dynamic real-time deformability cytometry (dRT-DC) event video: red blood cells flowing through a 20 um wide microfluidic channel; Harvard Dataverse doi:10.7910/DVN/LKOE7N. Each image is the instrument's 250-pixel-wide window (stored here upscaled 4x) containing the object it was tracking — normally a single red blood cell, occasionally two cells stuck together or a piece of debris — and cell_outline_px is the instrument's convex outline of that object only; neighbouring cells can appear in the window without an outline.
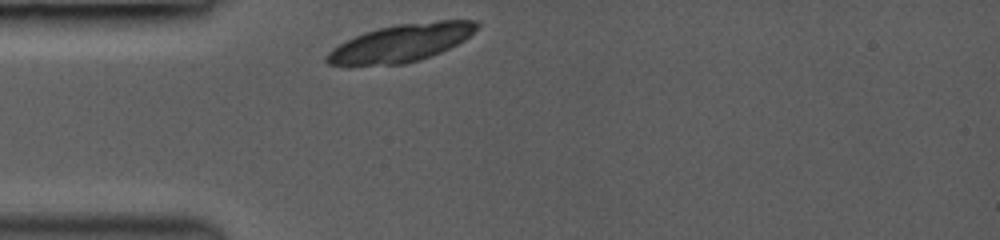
{"species": "common noctule bat (a hibernating species)", "species_latin": "Nyctalus noctula", "temperature_condition": "room temperature", "stored_images_in_passage": 1, "camera_frame_rate_fps": 3000, "um_per_image_px": 0.085, "animal": {"sex": "female", "body_mass_g": 19.0, "forearm_length_mm": 53.3}, "frame": {"image": 1, "passage_image": 1, "time_ms": 0.0, "image_size_px": [1000, 240], "cell_outline_px": [[480, 24], [464, 40], [440, 52], [420, 60], [404, 64], [328, 64], [324, 60], [324, 56], [332, 48], [364, 32], [376, 28], [400, 24], [440, 20], [476, 20]], "centroid_in_image_um": [34.11, 3.63], "position_along_channel_um": 50.9, "area_um2": 32.31}}